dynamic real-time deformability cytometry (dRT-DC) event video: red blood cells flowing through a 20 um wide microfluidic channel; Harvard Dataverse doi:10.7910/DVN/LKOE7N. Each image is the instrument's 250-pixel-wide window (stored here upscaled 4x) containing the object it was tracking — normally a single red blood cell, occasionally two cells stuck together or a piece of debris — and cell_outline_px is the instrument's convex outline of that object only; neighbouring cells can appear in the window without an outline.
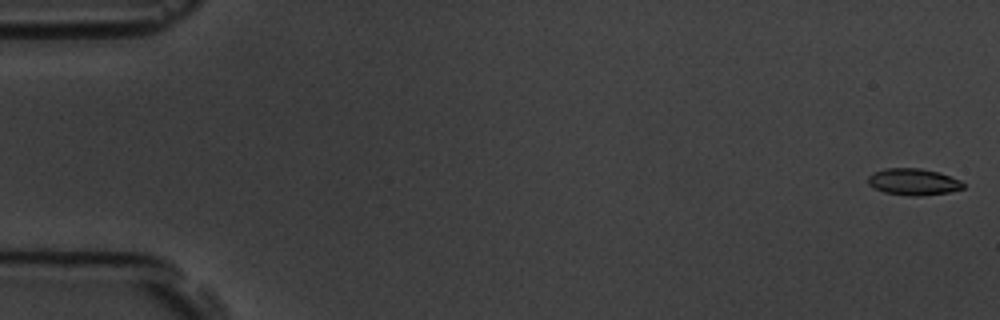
{"species": "common noctule bat (a hibernating species)", "species_latin": "Nyctalus noctula", "temperature_condition": "room temperature", "stored_images_in_passage": 6, "segment_of_instrument_passage": [1, 2], "camera_frame_rate_fps": 3000, "um_per_image_px": 0.085, "animal": {"sex": "male", "body_mass_g": 19.5, "forearm_length_mm": 54.6}, "frame": {"image": 1, "passage_image": 1, "time_ms": 0.0, "image_size_px": [1000, 320], "cell_outline_px": [[964, 188], [948, 192], [920, 196], [912, 196], [884, 192], [868, 184], [868, 176], [872, 172], [884, 168], [920, 168], [940, 172], [960, 180], [964, 184]], "centroid_in_image_um": [77.63, 15.44], "position_along_channel_um": 7.4, "area_um2": 14.8}}
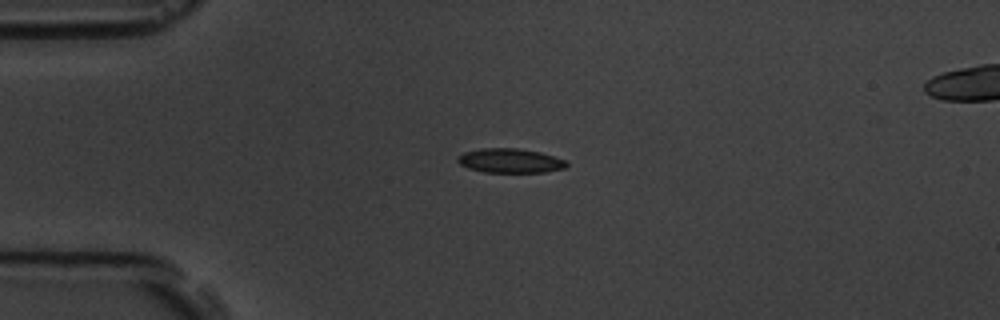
{"frame": {"image": 2, "passage_image": 5, "time_ms": 4.333, "image_size_px": [1000, 320], "cell_outline_px": [[568, 164], [564, 168], [544, 172], [484, 172], [468, 168], [460, 164], [456, 160], [456, 156], [464, 152], [480, 148], [516, 148], [540, 152], [564, 160]], "centroid_in_image_um": [43.3, 13.65], "position_along_channel_um": 41.7, "area_um2": 15.37}}